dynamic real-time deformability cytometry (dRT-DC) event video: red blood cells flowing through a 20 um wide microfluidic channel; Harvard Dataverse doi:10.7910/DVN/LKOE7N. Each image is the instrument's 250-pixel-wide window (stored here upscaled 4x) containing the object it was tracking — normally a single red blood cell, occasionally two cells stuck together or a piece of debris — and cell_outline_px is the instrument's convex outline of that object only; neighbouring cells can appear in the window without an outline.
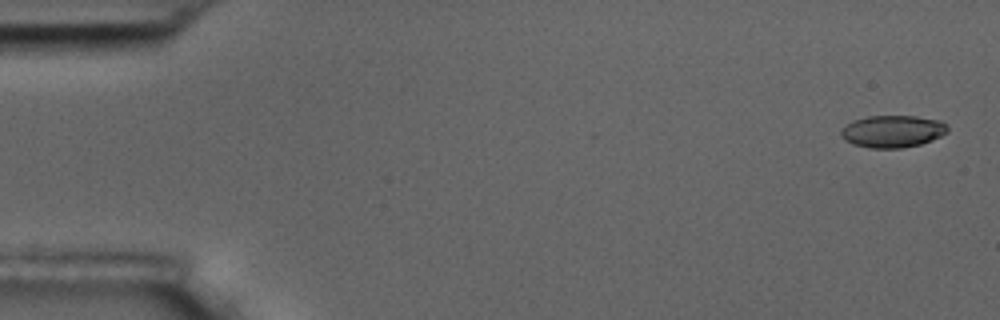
{"species": "common noctule bat (a hibernating species)", "species_latin": "Nyctalus noctula", "temperature_condition": "room temperature", "stored_images_in_passage": 7, "segment_of_instrument_passage": [2, 2], "camera_frame_rate_fps": 3000, "um_per_image_px": 0.085, "animal": {"sex": "male", "body_mass_g": 17.5, "forearm_length_mm": 52.3}, "frame": {"image": 1, "passage_image": 7, "time_ms": 2.0, "image_size_px": [1000, 320], "cell_outline_px": [[948, 132], [932, 140], [920, 144], [900, 148], [868, 148], [852, 144], [844, 140], [840, 136], [840, 128], [852, 120], [868, 116], [916, 116], [940, 120], [948, 124]], "centroid_in_image_um": [75.84, 11.16], "position_along_channel_um": 9.2, "area_um2": 20.29}}